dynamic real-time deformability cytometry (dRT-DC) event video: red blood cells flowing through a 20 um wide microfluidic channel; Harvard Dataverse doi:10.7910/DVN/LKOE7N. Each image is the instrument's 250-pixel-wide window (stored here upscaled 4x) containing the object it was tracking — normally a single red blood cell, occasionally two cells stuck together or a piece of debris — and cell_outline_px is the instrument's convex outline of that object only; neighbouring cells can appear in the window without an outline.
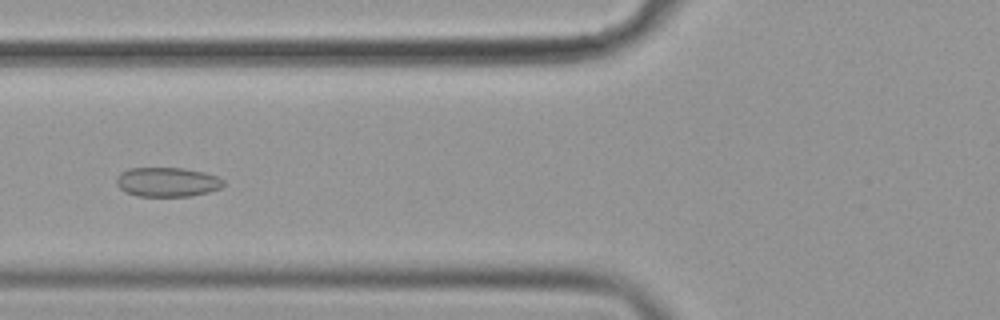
{"species": "common noctule bat (a hibernating species)", "species_latin": "Nyctalus noctula", "temperature_condition": "cold", "stored_images_in_passage": 57, "camera_frame_rate_fps": 3000, "um_per_image_px": 0.085, "animal": {"sex": "female", "body_mass_g": 19.9}, "frame": {"image": 1, "passage_image": 23, "time_ms": 7.333, "image_size_px": [1000, 320], "cell_outline_px": [[224, 184], [220, 188], [208, 192], [192, 196], [136, 196], [124, 192], [116, 184], [116, 176], [120, 172], [128, 168], [184, 168], [204, 172], [216, 176], [224, 180]], "centroid_in_image_um": [14.18, 15.47], "position_along_channel_um": 111.6, "area_um2": 18.5}}
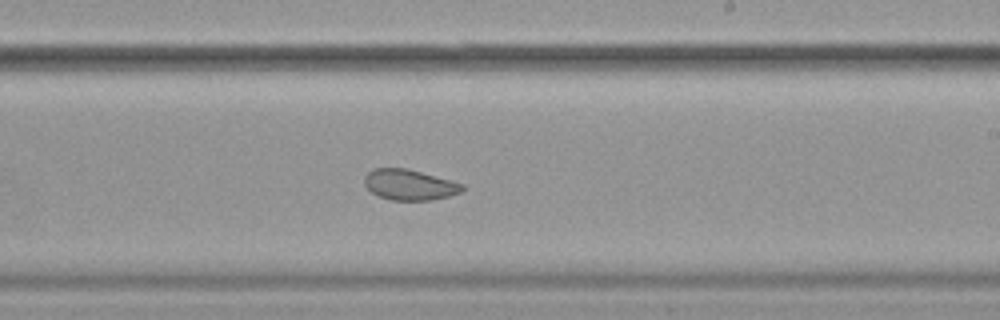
{"frame": {"image": 2, "passage_image": 35, "time_ms": 11.333, "image_size_px": [1000, 320], "cell_outline_px": [[464, 188], [460, 192], [448, 196], [428, 200], [392, 200], [380, 196], [372, 192], [364, 184], [364, 176], [372, 168], [404, 168], [420, 172], [464, 184]], "centroid_in_image_um": [34.77, 15.7], "position_along_channel_um": 254.2, "area_um2": 17.17}}
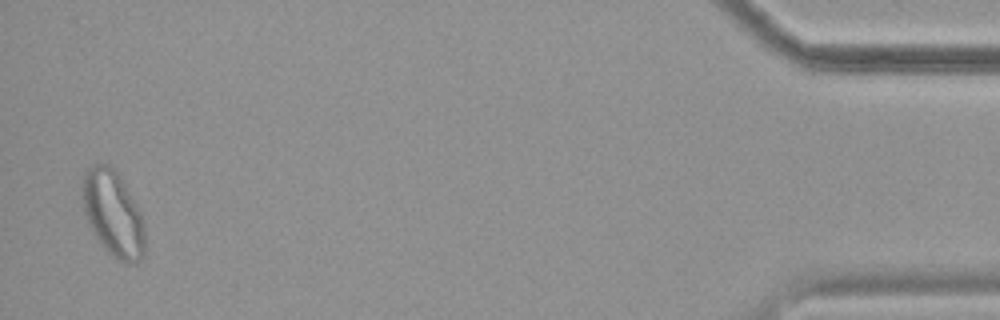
{"frame": {"image": 3, "passage_image": 56, "time_ms": 18.333, "image_size_px": [1000, 320], "cell_outline_px": [[144, 256], [136, 264], [128, 264], [112, 256], [100, 244], [92, 232], [88, 224], [84, 212], [84, 172], [92, 164], [108, 164], [116, 172], [124, 184], [140, 212], [144, 224]], "centroid_in_image_um": [9.62, 18.22], "position_along_channel_um": 425.6, "area_um2": 30.81}, "authors_computed_cell_mechanics": {"area_um2": 21.5594, "velocity_mm_per_s": 3.5759, "shape_relaxation_time_tau1_ms": null, "shape_relaxation_time_tau2_ms": 1.5821, "deformation_change_tau1": null, "deformation_change_tau2": 0.0604}}